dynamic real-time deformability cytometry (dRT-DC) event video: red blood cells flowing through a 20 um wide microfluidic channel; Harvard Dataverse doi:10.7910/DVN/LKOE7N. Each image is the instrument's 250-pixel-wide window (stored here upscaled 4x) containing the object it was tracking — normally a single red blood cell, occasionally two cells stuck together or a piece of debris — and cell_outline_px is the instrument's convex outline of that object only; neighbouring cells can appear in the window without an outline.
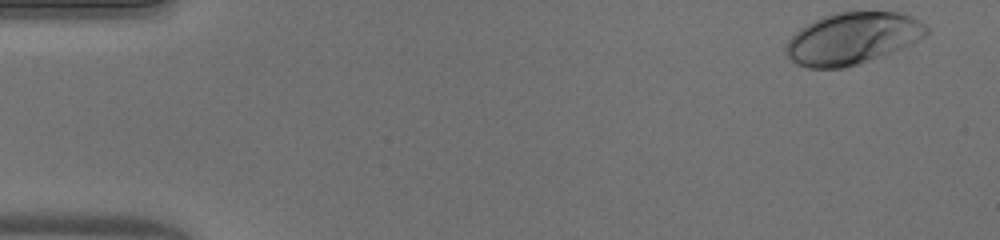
{"species": "human", "species_latin": "Homo sapiens", "temperature_condition": "warm", "stored_images_in_passage": 41, "camera_frame_rate_fps": 3000, "um_per_image_px": 0.085, "donor": {"sex": "male"}, "frame": {"image": 1, "passage_image": 1, "time_ms": 0.0, "image_size_px": [1000, 240], "cell_outline_px": [[928, 36], [900, 48], [868, 60], [844, 68], [808, 68], [796, 64], [784, 52], [784, 48], [788, 40], [800, 28], [824, 16], [836, 12], [900, 12], [912, 16], [924, 24], [928, 28]], "centroid_in_image_um": [72.45, 3.26], "position_along_channel_um": 12.6, "area_um2": 42.02}}
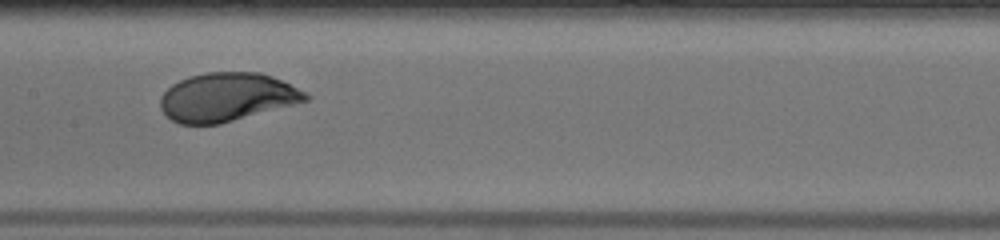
{"frame": {"image": 2, "passage_image": 24, "time_ms": 7.667, "image_size_px": [1000, 240], "cell_outline_px": [[312, 96], [308, 100], [220, 124], [180, 124], [172, 120], [160, 108], [160, 96], [172, 84], [188, 76], [208, 72], [260, 72], [272, 76]], "centroid_in_image_um": [19.25, 8.25], "position_along_channel_um": 188.2, "area_um2": 40.75}}
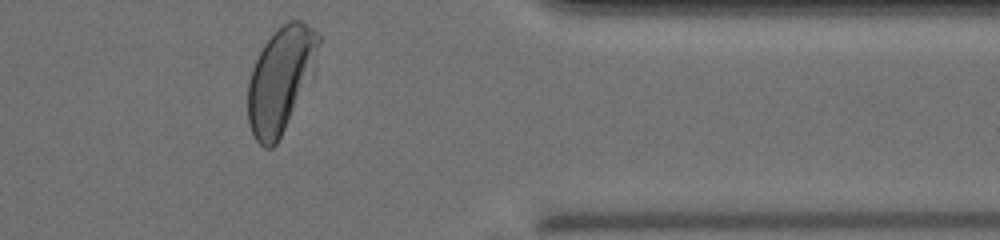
{"frame": {"image": 3, "passage_image": 40, "time_ms": 13.0, "image_size_px": [1000, 240], "cell_outline_px": [[324, 36], [316, 72], [276, 144], [272, 148], [264, 148], [256, 140], [248, 124], [248, 80], [252, 68], [264, 44], [288, 20], [300, 20]], "centroid_in_image_um": [23.93, 6.74], "position_along_channel_um": 387.5, "area_um2": 43.93}, "authors_computed_cell_mechanics": {"area_um2": 41.3848, "velocity_mm_per_s": 4.0402, "shape_relaxation_time_tau1_ms": 2.0911, "shape_relaxation_time_tau2_ms": null, "deformation_change_tau1": 0.1542, "deformation_change_tau2": null}}